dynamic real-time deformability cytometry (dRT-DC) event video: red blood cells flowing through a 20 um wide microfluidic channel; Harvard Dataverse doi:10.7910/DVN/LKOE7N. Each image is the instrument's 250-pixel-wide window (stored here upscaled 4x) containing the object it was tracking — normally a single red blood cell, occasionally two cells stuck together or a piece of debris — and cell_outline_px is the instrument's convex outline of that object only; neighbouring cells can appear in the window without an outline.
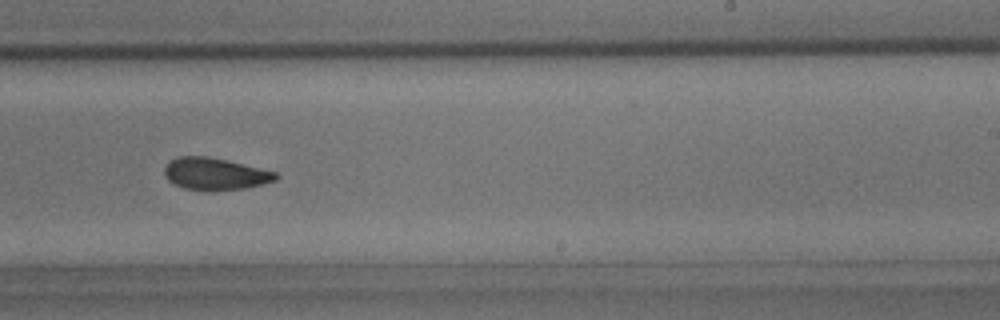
{"species": "common noctule bat (a hibernating species)", "species_latin": "Nyctalus noctula", "temperature_condition": "room temperature", "stored_images_in_passage": 37, "camera_frame_rate_fps": 3000, "um_per_image_px": 0.085, "animal": {"sex": "male", "body_mass_g": 15.6}, "frame": {"image": 1, "passage_image": 22, "time_ms": 7.0, "image_size_px": [1000, 320], "cell_outline_px": [[280, 176], [276, 180], [264, 184], [244, 188], [212, 192], [204, 192], [184, 188], [172, 184], [164, 176], [164, 168], [172, 160], [180, 156], [208, 156], [228, 160], [276, 172]], "centroid_in_image_um": [18.28, 14.8], "position_along_channel_um": 270.7, "area_um2": 21.21}}
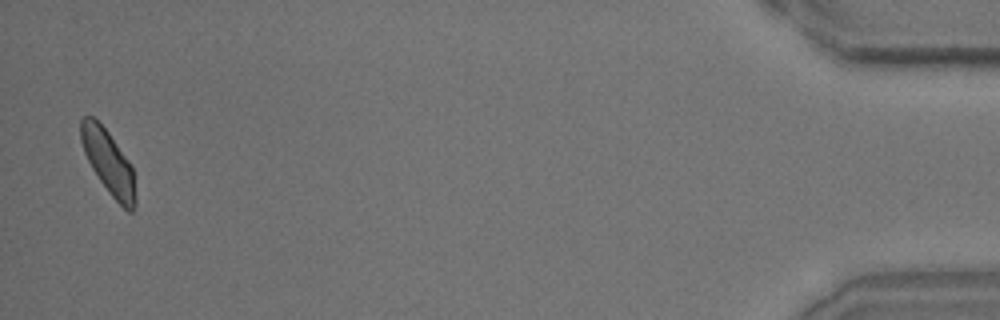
{"frame": {"image": 2, "passage_image": 37, "time_ms": 12.0, "image_size_px": [1000, 320], "cell_outline_px": [[136, 208], [132, 212], [128, 212], [108, 192], [92, 168], [84, 152], [80, 140], [80, 120], [84, 116], [92, 116], [108, 132], [132, 164], [136, 196]], "centroid_in_image_um": [9.23, 13.81], "position_along_channel_um": 426.0, "area_um2": 20.35}}